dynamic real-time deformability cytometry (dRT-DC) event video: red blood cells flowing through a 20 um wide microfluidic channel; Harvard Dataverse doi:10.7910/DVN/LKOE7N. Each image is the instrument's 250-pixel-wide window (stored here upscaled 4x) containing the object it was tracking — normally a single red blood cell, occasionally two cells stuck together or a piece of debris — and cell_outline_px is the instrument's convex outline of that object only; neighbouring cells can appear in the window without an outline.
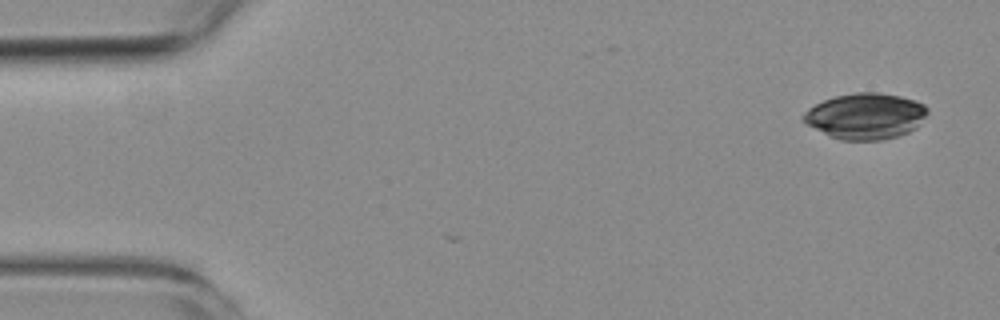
{"species": "common noctule bat (a hibernating species)", "species_latin": "Nyctalus noctula", "temperature_condition": "room temperature", "stored_images_in_passage": 2, "camera_frame_rate_fps": 3000, "um_per_image_px": 0.085, "animal": {"sex": "female", "body_mass_g": 19.3, "forearm_length_mm": 54.1}, "frame": {"image": 1, "passage_image": 1, "time_ms": 0.0, "image_size_px": [1000, 320], "cell_outline_px": [[928, 112], [916, 128], [900, 136], [880, 140], [840, 140], [808, 124], [804, 120], [804, 112], [808, 108], [824, 100], [836, 96], [856, 92], [880, 92], [900, 96], [916, 100], [924, 104], [928, 108]], "centroid_in_image_um": [73.63, 9.86], "position_along_channel_um": 11.4, "area_um2": 33.0}}